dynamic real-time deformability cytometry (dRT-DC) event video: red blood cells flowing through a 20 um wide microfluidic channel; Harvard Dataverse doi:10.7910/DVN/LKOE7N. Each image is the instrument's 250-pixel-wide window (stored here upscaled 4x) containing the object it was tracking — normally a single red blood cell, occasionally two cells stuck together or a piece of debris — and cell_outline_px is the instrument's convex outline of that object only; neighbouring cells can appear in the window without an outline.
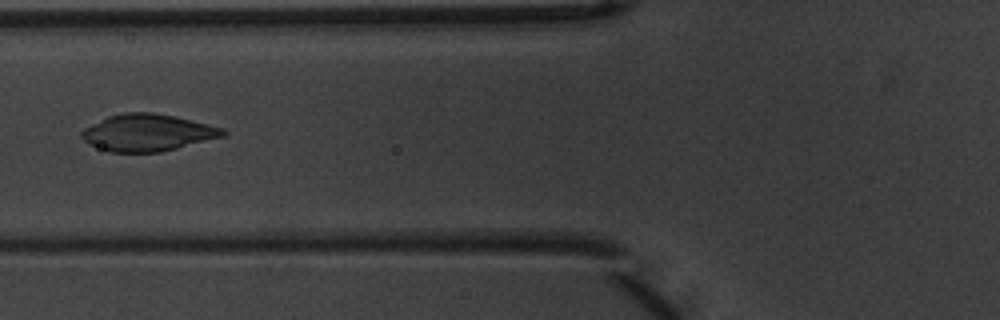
{"species": "common noctule bat (a hibernating species)", "species_latin": "Nyctalus noctula", "temperature_condition": "warm", "stored_images_in_passage": 4, "camera_frame_rate_fps": 3000, "um_per_image_px": 0.085, "animal": {"sex": "male", "body_mass_g": 20.1, "forearm_length_mm": 53.5}, "frame": {"image": 1, "passage_image": 4, "time_ms": 1.0, "image_size_px": [1000, 320], "cell_outline_px": [[228, 136], [160, 152], [108, 152], [88, 144], [80, 136], [80, 132], [84, 128], [108, 116], [120, 112], [152, 112], [172, 116], [224, 128], [228, 132]], "centroid_in_image_um": [12.55, 11.28], "position_along_channel_um": 113.3, "area_um2": 30.58}}